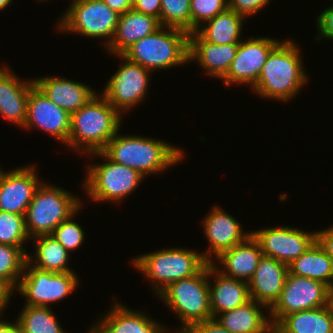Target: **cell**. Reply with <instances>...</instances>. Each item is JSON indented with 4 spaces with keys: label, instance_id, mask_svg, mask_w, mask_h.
<instances>
[{
    "label": "cell",
    "instance_id": "6da1fadb",
    "mask_svg": "<svg viewBox=\"0 0 333 333\" xmlns=\"http://www.w3.org/2000/svg\"><path fill=\"white\" fill-rule=\"evenodd\" d=\"M301 55L292 38L281 40L270 52L252 92L260 98L283 103L296 98L310 79Z\"/></svg>",
    "mask_w": 333,
    "mask_h": 333
},
{
    "label": "cell",
    "instance_id": "7a4b0ae2",
    "mask_svg": "<svg viewBox=\"0 0 333 333\" xmlns=\"http://www.w3.org/2000/svg\"><path fill=\"white\" fill-rule=\"evenodd\" d=\"M102 152L118 164L125 165L142 176L159 174L182 162L184 150L166 141L147 136L117 134Z\"/></svg>",
    "mask_w": 333,
    "mask_h": 333
},
{
    "label": "cell",
    "instance_id": "3957f363",
    "mask_svg": "<svg viewBox=\"0 0 333 333\" xmlns=\"http://www.w3.org/2000/svg\"><path fill=\"white\" fill-rule=\"evenodd\" d=\"M122 115L100 93L70 114L68 148L78 154L101 152L122 127Z\"/></svg>",
    "mask_w": 333,
    "mask_h": 333
},
{
    "label": "cell",
    "instance_id": "277c9868",
    "mask_svg": "<svg viewBox=\"0 0 333 333\" xmlns=\"http://www.w3.org/2000/svg\"><path fill=\"white\" fill-rule=\"evenodd\" d=\"M207 263L196 250L170 247L134 256L130 264L151 282L158 296L171 283L196 275Z\"/></svg>",
    "mask_w": 333,
    "mask_h": 333
},
{
    "label": "cell",
    "instance_id": "5b68a950",
    "mask_svg": "<svg viewBox=\"0 0 333 333\" xmlns=\"http://www.w3.org/2000/svg\"><path fill=\"white\" fill-rule=\"evenodd\" d=\"M122 56L152 73L188 64L189 33L162 26L155 33L135 42Z\"/></svg>",
    "mask_w": 333,
    "mask_h": 333
},
{
    "label": "cell",
    "instance_id": "8992f818",
    "mask_svg": "<svg viewBox=\"0 0 333 333\" xmlns=\"http://www.w3.org/2000/svg\"><path fill=\"white\" fill-rule=\"evenodd\" d=\"M179 318L186 332L193 324L212 318L209 298V263L196 275L171 283L157 296Z\"/></svg>",
    "mask_w": 333,
    "mask_h": 333
},
{
    "label": "cell",
    "instance_id": "52a82bcc",
    "mask_svg": "<svg viewBox=\"0 0 333 333\" xmlns=\"http://www.w3.org/2000/svg\"><path fill=\"white\" fill-rule=\"evenodd\" d=\"M87 157L106 159L100 164L89 163L85 168L87 173L82 187L91 201L122 203L146 179L138 171L111 161L102 151L90 153Z\"/></svg>",
    "mask_w": 333,
    "mask_h": 333
},
{
    "label": "cell",
    "instance_id": "ba28073f",
    "mask_svg": "<svg viewBox=\"0 0 333 333\" xmlns=\"http://www.w3.org/2000/svg\"><path fill=\"white\" fill-rule=\"evenodd\" d=\"M53 185L44 180L27 208L25 227L30 239L51 235L60 223L84 205L78 195Z\"/></svg>",
    "mask_w": 333,
    "mask_h": 333
},
{
    "label": "cell",
    "instance_id": "9c48e42d",
    "mask_svg": "<svg viewBox=\"0 0 333 333\" xmlns=\"http://www.w3.org/2000/svg\"><path fill=\"white\" fill-rule=\"evenodd\" d=\"M56 22L58 33H72L100 38L106 49L116 32L119 14L110 9L102 0H72Z\"/></svg>",
    "mask_w": 333,
    "mask_h": 333
},
{
    "label": "cell",
    "instance_id": "30bf717a",
    "mask_svg": "<svg viewBox=\"0 0 333 333\" xmlns=\"http://www.w3.org/2000/svg\"><path fill=\"white\" fill-rule=\"evenodd\" d=\"M79 277L75 271L56 273L45 271L25 263L24 272L15 291L23 296L24 305L49 306L66 299L79 287Z\"/></svg>",
    "mask_w": 333,
    "mask_h": 333
},
{
    "label": "cell",
    "instance_id": "8fae6325",
    "mask_svg": "<svg viewBox=\"0 0 333 333\" xmlns=\"http://www.w3.org/2000/svg\"><path fill=\"white\" fill-rule=\"evenodd\" d=\"M124 61L105 85L102 95L122 115L136 108L148 93L151 71L139 64L132 63L122 55H117Z\"/></svg>",
    "mask_w": 333,
    "mask_h": 333
},
{
    "label": "cell",
    "instance_id": "7c38bea8",
    "mask_svg": "<svg viewBox=\"0 0 333 333\" xmlns=\"http://www.w3.org/2000/svg\"><path fill=\"white\" fill-rule=\"evenodd\" d=\"M328 305V285L288 272L279 299L269 309L273 328L287 315Z\"/></svg>",
    "mask_w": 333,
    "mask_h": 333
},
{
    "label": "cell",
    "instance_id": "4fadbf2b",
    "mask_svg": "<svg viewBox=\"0 0 333 333\" xmlns=\"http://www.w3.org/2000/svg\"><path fill=\"white\" fill-rule=\"evenodd\" d=\"M270 37H252L242 40L238 45L236 56L222 78L223 85H249L252 89L266 63L270 52L280 43Z\"/></svg>",
    "mask_w": 333,
    "mask_h": 333
},
{
    "label": "cell",
    "instance_id": "5bb4252c",
    "mask_svg": "<svg viewBox=\"0 0 333 333\" xmlns=\"http://www.w3.org/2000/svg\"><path fill=\"white\" fill-rule=\"evenodd\" d=\"M251 234L259 242L263 255L289 265L302 255L315 241L316 230L276 226L253 230Z\"/></svg>",
    "mask_w": 333,
    "mask_h": 333
},
{
    "label": "cell",
    "instance_id": "9a60e30c",
    "mask_svg": "<svg viewBox=\"0 0 333 333\" xmlns=\"http://www.w3.org/2000/svg\"><path fill=\"white\" fill-rule=\"evenodd\" d=\"M202 229L208 241V249L202 251V256L208 263H212L221 253L243 242L251 231H244L238 220L226 212L221 206L213 208L202 218Z\"/></svg>",
    "mask_w": 333,
    "mask_h": 333
},
{
    "label": "cell",
    "instance_id": "2e32d148",
    "mask_svg": "<svg viewBox=\"0 0 333 333\" xmlns=\"http://www.w3.org/2000/svg\"><path fill=\"white\" fill-rule=\"evenodd\" d=\"M35 164L0 170V211L25 215L43 179H38Z\"/></svg>",
    "mask_w": 333,
    "mask_h": 333
},
{
    "label": "cell",
    "instance_id": "e0dca14e",
    "mask_svg": "<svg viewBox=\"0 0 333 333\" xmlns=\"http://www.w3.org/2000/svg\"><path fill=\"white\" fill-rule=\"evenodd\" d=\"M44 131L60 143L68 146L70 114L53 103L35 85L30 89L27 119L23 129Z\"/></svg>",
    "mask_w": 333,
    "mask_h": 333
},
{
    "label": "cell",
    "instance_id": "ac0fdd59",
    "mask_svg": "<svg viewBox=\"0 0 333 333\" xmlns=\"http://www.w3.org/2000/svg\"><path fill=\"white\" fill-rule=\"evenodd\" d=\"M109 311H106L102 318L96 319L87 333H171L166 325L155 321L144 311L130 309L115 300ZM168 331V332H166Z\"/></svg>",
    "mask_w": 333,
    "mask_h": 333
},
{
    "label": "cell",
    "instance_id": "d6986e66",
    "mask_svg": "<svg viewBox=\"0 0 333 333\" xmlns=\"http://www.w3.org/2000/svg\"><path fill=\"white\" fill-rule=\"evenodd\" d=\"M13 72L8 65L0 66V115L6 122L23 128L29 92L35 84L33 79L22 80Z\"/></svg>",
    "mask_w": 333,
    "mask_h": 333
},
{
    "label": "cell",
    "instance_id": "ffe728a7",
    "mask_svg": "<svg viewBox=\"0 0 333 333\" xmlns=\"http://www.w3.org/2000/svg\"><path fill=\"white\" fill-rule=\"evenodd\" d=\"M239 43L217 45L206 41L197 31L189 34V62L196 63L205 75L222 79L236 56Z\"/></svg>",
    "mask_w": 333,
    "mask_h": 333
},
{
    "label": "cell",
    "instance_id": "44dd1931",
    "mask_svg": "<svg viewBox=\"0 0 333 333\" xmlns=\"http://www.w3.org/2000/svg\"><path fill=\"white\" fill-rule=\"evenodd\" d=\"M43 77L33 78L35 86L53 103L69 114L82 108L98 93L84 82L69 80L56 75Z\"/></svg>",
    "mask_w": 333,
    "mask_h": 333
},
{
    "label": "cell",
    "instance_id": "7402d4cb",
    "mask_svg": "<svg viewBox=\"0 0 333 333\" xmlns=\"http://www.w3.org/2000/svg\"><path fill=\"white\" fill-rule=\"evenodd\" d=\"M288 272L287 264L263 255L248 282L251 299L270 309L280 297Z\"/></svg>",
    "mask_w": 333,
    "mask_h": 333
},
{
    "label": "cell",
    "instance_id": "603a6c76",
    "mask_svg": "<svg viewBox=\"0 0 333 333\" xmlns=\"http://www.w3.org/2000/svg\"><path fill=\"white\" fill-rule=\"evenodd\" d=\"M262 256L259 242L250 234L243 242L221 253L212 264L225 276L248 283ZM216 261L218 265H221L218 266Z\"/></svg>",
    "mask_w": 333,
    "mask_h": 333
},
{
    "label": "cell",
    "instance_id": "cb8c5ba5",
    "mask_svg": "<svg viewBox=\"0 0 333 333\" xmlns=\"http://www.w3.org/2000/svg\"><path fill=\"white\" fill-rule=\"evenodd\" d=\"M209 298L212 318L251 300L246 281L225 276L212 263H209Z\"/></svg>",
    "mask_w": 333,
    "mask_h": 333
},
{
    "label": "cell",
    "instance_id": "d4e9b609",
    "mask_svg": "<svg viewBox=\"0 0 333 333\" xmlns=\"http://www.w3.org/2000/svg\"><path fill=\"white\" fill-rule=\"evenodd\" d=\"M161 27L157 18L131 9L119 16L115 35L106 51L109 55H122L135 42L155 33Z\"/></svg>",
    "mask_w": 333,
    "mask_h": 333
},
{
    "label": "cell",
    "instance_id": "484cf974",
    "mask_svg": "<svg viewBox=\"0 0 333 333\" xmlns=\"http://www.w3.org/2000/svg\"><path fill=\"white\" fill-rule=\"evenodd\" d=\"M266 311L269 309L264 304L251 299L233 310L220 313L215 319L232 333H273Z\"/></svg>",
    "mask_w": 333,
    "mask_h": 333
},
{
    "label": "cell",
    "instance_id": "4316f807",
    "mask_svg": "<svg viewBox=\"0 0 333 333\" xmlns=\"http://www.w3.org/2000/svg\"><path fill=\"white\" fill-rule=\"evenodd\" d=\"M273 333H333V308H321L294 312L285 316Z\"/></svg>",
    "mask_w": 333,
    "mask_h": 333
},
{
    "label": "cell",
    "instance_id": "83f0119b",
    "mask_svg": "<svg viewBox=\"0 0 333 333\" xmlns=\"http://www.w3.org/2000/svg\"><path fill=\"white\" fill-rule=\"evenodd\" d=\"M34 253H27V261L34 267L56 273L74 271L69 265L70 254L53 236L34 237ZM31 254V255H30Z\"/></svg>",
    "mask_w": 333,
    "mask_h": 333
},
{
    "label": "cell",
    "instance_id": "f1b7e54d",
    "mask_svg": "<svg viewBox=\"0 0 333 333\" xmlns=\"http://www.w3.org/2000/svg\"><path fill=\"white\" fill-rule=\"evenodd\" d=\"M246 18L227 8L214 18L206 21L196 31L208 42L222 45L240 43L242 39V27ZM244 22V23H243Z\"/></svg>",
    "mask_w": 333,
    "mask_h": 333
},
{
    "label": "cell",
    "instance_id": "f546056e",
    "mask_svg": "<svg viewBox=\"0 0 333 333\" xmlns=\"http://www.w3.org/2000/svg\"><path fill=\"white\" fill-rule=\"evenodd\" d=\"M289 273L315 279L329 285L333 278V261L315 241L288 265Z\"/></svg>",
    "mask_w": 333,
    "mask_h": 333
},
{
    "label": "cell",
    "instance_id": "4dcf8cb0",
    "mask_svg": "<svg viewBox=\"0 0 333 333\" xmlns=\"http://www.w3.org/2000/svg\"><path fill=\"white\" fill-rule=\"evenodd\" d=\"M16 320L22 333H66L49 306L24 305ZM68 333V332H67Z\"/></svg>",
    "mask_w": 333,
    "mask_h": 333
},
{
    "label": "cell",
    "instance_id": "1f68e13d",
    "mask_svg": "<svg viewBox=\"0 0 333 333\" xmlns=\"http://www.w3.org/2000/svg\"><path fill=\"white\" fill-rule=\"evenodd\" d=\"M27 253L24 247L0 244V278L14 290L17 289L24 272Z\"/></svg>",
    "mask_w": 333,
    "mask_h": 333
},
{
    "label": "cell",
    "instance_id": "d6a6232c",
    "mask_svg": "<svg viewBox=\"0 0 333 333\" xmlns=\"http://www.w3.org/2000/svg\"><path fill=\"white\" fill-rule=\"evenodd\" d=\"M191 0H161L159 22L163 27L177 28L191 33Z\"/></svg>",
    "mask_w": 333,
    "mask_h": 333
},
{
    "label": "cell",
    "instance_id": "836d02e7",
    "mask_svg": "<svg viewBox=\"0 0 333 333\" xmlns=\"http://www.w3.org/2000/svg\"><path fill=\"white\" fill-rule=\"evenodd\" d=\"M29 240L25 215L0 211V244L23 247Z\"/></svg>",
    "mask_w": 333,
    "mask_h": 333
},
{
    "label": "cell",
    "instance_id": "e575fe53",
    "mask_svg": "<svg viewBox=\"0 0 333 333\" xmlns=\"http://www.w3.org/2000/svg\"><path fill=\"white\" fill-rule=\"evenodd\" d=\"M83 209V205L72 214L67 220L60 223L51 233L60 244L70 253L76 249H79L83 245L85 240L84 228L78 222H75L74 217L77 213L81 212L79 210Z\"/></svg>",
    "mask_w": 333,
    "mask_h": 333
},
{
    "label": "cell",
    "instance_id": "d590c367",
    "mask_svg": "<svg viewBox=\"0 0 333 333\" xmlns=\"http://www.w3.org/2000/svg\"><path fill=\"white\" fill-rule=\"evenodd\" d=\"M227 8V0H191V33Z\"/></svg>",
    "mask_w": 333,
    "mask_h": 333
},
{
    "label": "cell",
    "instance_id": "8d00e7d4",
    "mask_svg": "<svg viewBox=\"0 0 333 333\" xmlns=\"http://www.w3.org/2000/svg\"><path fill=\"white\" fill-rule=\"evenodd\" d=\"M271 0H228V8L235 13L244 16L246 19L249 16L257 14L266 5L270 4Z\"/></svg>",
    "mask_w": 333,
    "mask_h": 333
},
{
    "label": "cell",
    "instance_id": "74e56055",
    "mask_svg": "<svg viewBox=\"0 0 333 333\" xmlns=\"http://www.w3.org/2000/svg\"><path fill=\"white\" fill-rule=\"evenodd\" d=\"M316 16L317 36L314 40H333V4Z\"/></svg>",
    "mask_w": 333,
    "mask_h": 333
},
{
    "label": "cell",
    "instance_id": "f35d334b",
    "mask_svg": "<svg viewBox=\"0 0 333 333\" xmlns=\"http://www.w3.org/2000/svg\"><path fill=\"white\" fill-rule=\"evenodd\" d=\"M186 333H232L225 329L215 318L193 324Z\"/></svg>",
    "mask_w": 333,
    "mask_h": 333
},
{
    "label": "cell",
    "instance_id": "ab89813d",
    "mask_svg": "<svg viewBox=\"0 0 333 333\" xmlns=\"http://www.w3.org/2000/svg\"><path fill=\"white\" fill-rule=\"evenodd\" d=\"M133 9L145 15L160 19L161 0H133Z\"/></svg>",
    "mask_w": 333,
    "mask_h": 333
},
{
    "label": "cell",
    "instance_id": "60d3db41",
    "mask_svg": "<svg viewBox=\"0 0 333 333\" xmlns=\"http://www.w3.org/2000/svg\"><path fill=\"white\" fill-rule=\"evenodd\" d=\"M316 242L333 261V225L316 231Z\"/></svg>",
    "mask_w": 333,
    "mask_h": 333
},
{
    "label": "cell",
    "instance_id": "b9f144b4",
    "mask_svg": "<svg viewBox=\"0 0 333 333\" xmlns=\"http://www.w3.org/2000/svg\"><path fill=\"white\" fill-rule=\"evenodd\" d=\"M15 290L4 280L0 278V313L6 312L8 303H10V298L15 293Z\"/></svg>",
    "mask_w": 333,
    "mask_h": 333
},
{
    "label": "cell",
    "instance_id": "7bdbcfd3",
    "mask_svg": "<svg viewBox=\"0 0 333 333\" xmlns=\"http://www.w3.org/2000/svg\"><path fill=\"white\" fill-rule=\"evenodd\" d=\"M110 9L122 15L133 9V0H102Z\"/></svg>",
    "mask_w": 333,
    "mask_h": 333
},
{
    "label": "cell",
    "instance_id": "ee69618b",
    "mask_svg": "<svg viewBox=\"0 0 333 333\" xmlns=\"http://www.w3.org/2000/svg\"><path fill=\"white\" fill-rule=\"evenodd\" d=\"M4 313H0V333H22V329L17 320L8 322V320L2 319ZM2 319V320H1Z\"/></svg>",
    "mask_w": 333,
    "mask_h": 333
},
{
    "label": "cell",
    "instance_id": "f6af8a7d",
    "mask_svg": "<svg viewBox=\"0 0 333 333\" xmlns=\"http://www.w3.org/2000/svg\"><path fill=\"white\" fill-rule=\"evenodd\" d=\"M328 305L333 308V278L328 285Z\"/></svg>",
    "mask_w": 333,
    "mask_h": 333
},
{
    "label": "cell",
    "instance_id": "bcb514c9",
    "mask_svg": "<svg viewBox=\"0 0 333 333\" xmlns=\"http://www.w3.org/2000/svg\"><path fill=\"white\" fill-rule=\"evenodd\" d=\"M13 0H0V12L12 4Z\"/></svg>",
    "mask_w": 333,
    "mask_h": 333
},
{
    "label": "cell",
    "instance_id": "7dc6e473",
    "mask_svg": "<svg viewBox=\"0 0 333 333\" xmlns=\"http://www.w3.org/2000/svg\"><path fill=\"white\" fill-rule=\"evenodd\" d=\"M172 333H186V332L175 331V332H172Z\"/></svg>",
    "mask_w": 333,
    "mask_h": 333
},
{
    "label": "cell",
    "instance_id": "c3c4849f",
    "mask_svg": "<svg viewBox=\"0 0 333 333\" xmlns=\"http://www.w3.org/2000/svg\"><path fill=\"white\" fill-rule=\"evenodd\" d=\"M39 2H44V1H47L48 2V0H38Z\"/></svg>",
    "mask_w": 333,
    "mask_h": 333
}]
</instances>
